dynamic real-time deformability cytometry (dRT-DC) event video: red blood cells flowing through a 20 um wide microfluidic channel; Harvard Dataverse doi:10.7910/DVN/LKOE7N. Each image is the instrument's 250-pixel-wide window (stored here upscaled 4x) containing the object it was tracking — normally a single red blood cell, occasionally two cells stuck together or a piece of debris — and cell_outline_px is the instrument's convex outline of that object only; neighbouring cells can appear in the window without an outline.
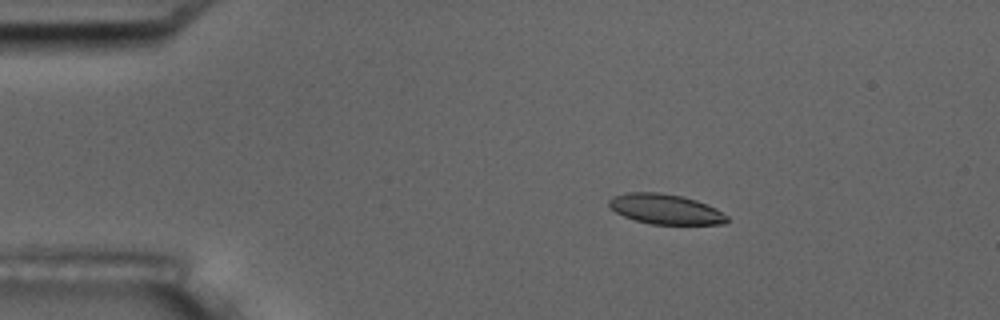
{"species": "common noctule bat (a hibernating species)", "species_latin": "Nyctalus noctula", "temperature_condition": "room temperature", "stored_images_in_passage": 5, "camera_frame_rate_fps": 3000, "um_per_image_px": 0.085, "animal": {"sex": "male", "body_mass_g": 17.5, "forearm_length_mm": 52.3}, "frame": {"image": 1, "passage_image": 3, "time_ms": 3.0, "image_size_px": [1000, 320], "cell_outline_px": [[728, 220], [724, 224], [652, 224], [636, 220], [624, 216], [616, 212], [608, 204], [608, 200], [612, 196], [628, 192], [660, 192], [684, 196], [696, 200], [716, 208], [728, 216]], "centroid_in_image_um": [56.57, 17.76], "position_along_channel_um": 28.4, "area_um2": 20.69}}